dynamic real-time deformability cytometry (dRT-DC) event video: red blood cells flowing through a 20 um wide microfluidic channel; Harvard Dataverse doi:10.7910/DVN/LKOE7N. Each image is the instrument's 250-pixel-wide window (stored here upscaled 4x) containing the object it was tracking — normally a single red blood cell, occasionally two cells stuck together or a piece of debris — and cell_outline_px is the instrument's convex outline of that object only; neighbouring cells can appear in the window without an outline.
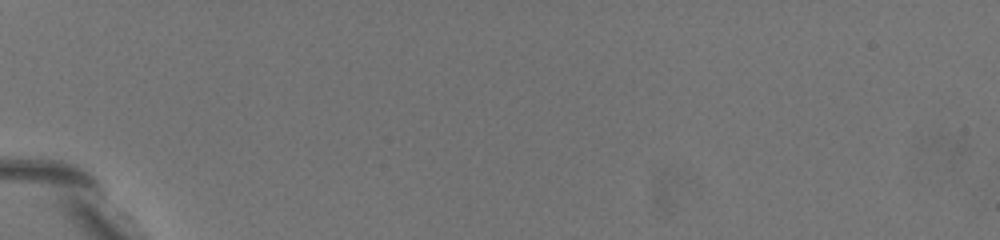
{"species": "common noctule bat (a hibernating species)", "species_latin": "Nyctalus noctula", "temperature_condition": "warm", "stored_images_in_passage": 1, "camera_frame_rate_fps": 3000, "um_per_image_px": 0.085, "animal": {"sex": "female", "body_mass_g": 19.5, "forearm_length_mm": 54.1}, "frame": {"image": 1, "passage_image": 1, "time_ms": 0.0, "image_size_px": [1000, 240], "cell_outline_px": [[196, 216], [192, 216], [168, 208], [120, 168], [104, 144], [104, 132], [120, 136], [140, 152], [144, 156]], "centroid_in_image_um": [12.22, 14.69], "position_along_channel_um": 72.8, "area_um2": 15.61}}